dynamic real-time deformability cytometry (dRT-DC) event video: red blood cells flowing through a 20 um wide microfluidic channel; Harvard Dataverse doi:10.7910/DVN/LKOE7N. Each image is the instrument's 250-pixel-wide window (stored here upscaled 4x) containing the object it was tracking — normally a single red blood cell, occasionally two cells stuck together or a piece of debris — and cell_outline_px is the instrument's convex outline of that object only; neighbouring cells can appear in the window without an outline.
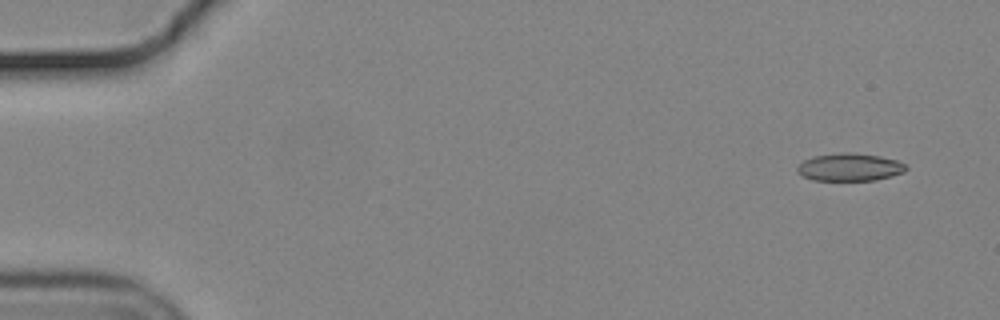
{"species": "common noctule bat (a hibernating species)", "species_latin": "Nyctalus noctula", "temperature_condition": "cold", "stored_images_in_passage": 54, "camera_frame_rate_fps": 3000, "um_per_image_px": 0.085, "animal": {"sex": "male", "body_mass_g": 19.2, "forearm_length_mm": 51.8}, "frame": {"image": 1, "passage_image": 1, "time_ms": 0.0, "image_size_px": [1000, 320], "cell_outline_px": [[908, 168], [904, 172], [892, 176], [876, 180], [812, 180], [796, 172], [796, 168], [804, 160], [816, 156], [880, 156], [896, 160], [904, 164]], "centroid_in_image_um": [72.24, 14.28], "position_along_channel_um": 12.8, "area_um2": 16.42}}
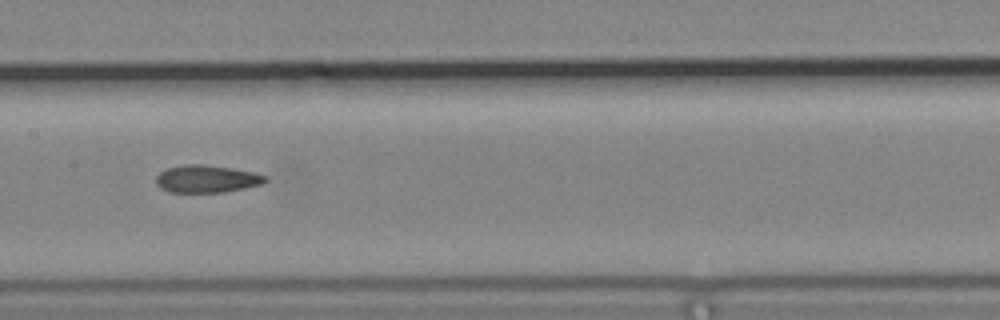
{"frame": {"image": 2, "passage_image": 26, "time_ms": 8.333, "image_size_px": [1000, 320], "cell_outline_px": [[268, 180], [264, 184], [224, 192], [168, 192], [160, 188], [156, 184], [156, 176], [160, 172], [168, 168], [184, 164], [200, 164], [232, 168], [256, 172], [268, 176]], "centroid_in_image_um": [17.6, 15.2], "position_along_channel_um": 189.8, "area_um2": 17.69}}
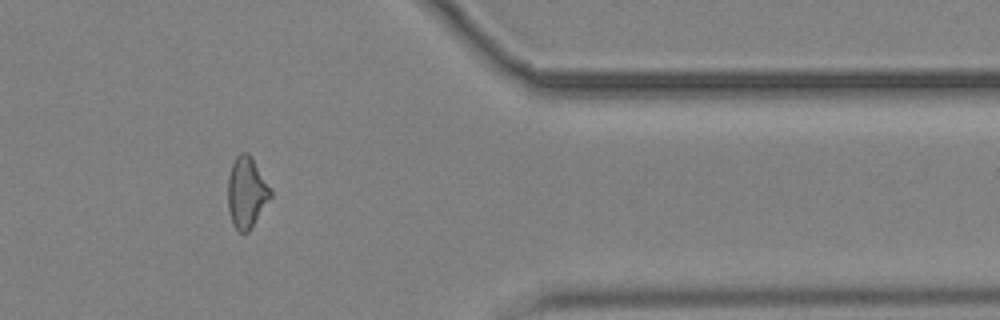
{"frame": {"image": 3, "passage_image": 44, "time_ms": 14.333, "image_size_px": [1000, 320], "cell_outline_px": [[272, 196], [252, 228], [248, 232], [240, 232], [232, 224], [228, 208], [228, 176], [232, 164], [236, 156], [240, 152], [248, 152], [272, 188]], "centroid_in_image_um": [20.97, 16.36], "position_along_channel_um": 390.4, "area_um2": 17.86}, "authors_computed_cell_mechanics": {"area_um2": 17.8313, "velocity_mm_per_s": 3.6684, "shape_relaxation_time_tau1_ms": null, "shape_relaxation_time_tau2_ms": 4.8205, "deformation_change_tau1": null, "deformation_change_tau2": 0.1401}}